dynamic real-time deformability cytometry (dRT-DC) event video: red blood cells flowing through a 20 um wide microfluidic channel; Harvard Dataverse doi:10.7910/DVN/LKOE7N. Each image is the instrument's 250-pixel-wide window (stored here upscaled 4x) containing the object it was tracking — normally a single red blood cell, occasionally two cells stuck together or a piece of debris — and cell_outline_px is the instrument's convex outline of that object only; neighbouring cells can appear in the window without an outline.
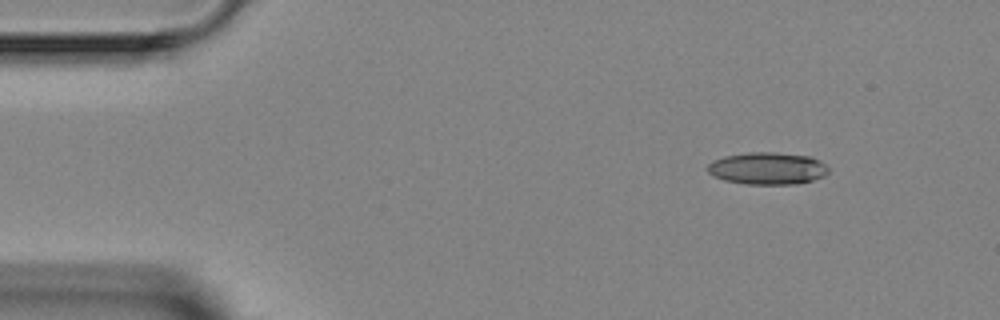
{"species": "Egyptian fruit bat (a non-hibernating species)", "species_latin": "Rousettus aegyptiacus", "temperature_condition": "room temperature", "stored_images_in_passage": 3, "camera_frame_rate_fps": 3000, "um_per_image_px": 0.085, "animal": {"sex": "female"}, "frame": {"image": 1, "passage_image": 1, "time_ms": 0.0, "image_size_px": [1000, 320], "cell_outline_px": [[828, 172], [824, 176], [812, 180], [796, 184], [744, 184], [724, 180], [712, 176], [704, 168], [712, 160], [724, 156], [748, 152], [776, 152], [812, 156], [820, 160], [828, 168]], "centroid_in_image_um": [65.2, 14.3], "position_along_channel_um": 19.8, "area_um2": 23.0}}